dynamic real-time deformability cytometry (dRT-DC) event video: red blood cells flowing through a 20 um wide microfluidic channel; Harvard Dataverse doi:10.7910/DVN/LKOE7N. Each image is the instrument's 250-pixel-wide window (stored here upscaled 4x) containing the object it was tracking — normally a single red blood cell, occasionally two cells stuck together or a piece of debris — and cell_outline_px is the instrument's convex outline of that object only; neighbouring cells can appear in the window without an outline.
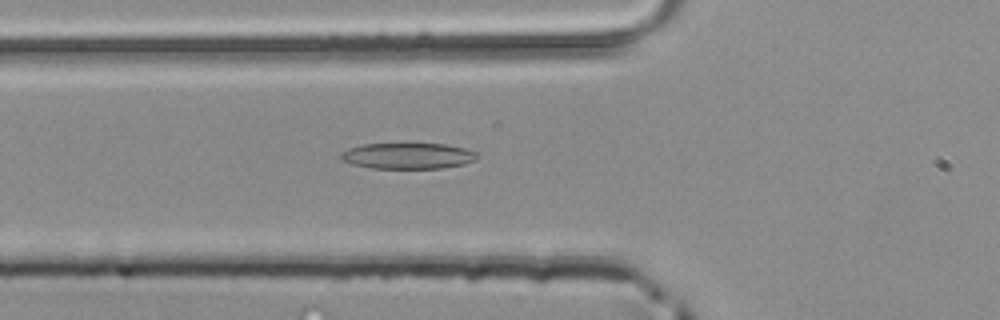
{"species": "common noctule bat (a hibernating species)", "species_latin": "Nyctalus noctula", "temperature_condition": "room temperature", "stored_images_in_passage": 38, "camera_frame_rate_fps": 3000, "um_per_image_px": 0.085, "animal": {"sex": "male", "body_mass_g": 20.4}, "frame": {"image": 1, "passage_image": 7, "time_ms": 2.0, "image_size_px": [1000, 320], "cell_outline_px": [[476, 160], [464, 164], [444, 168], [372, 168], [352, 164], [340, 160], [340, 152], [348, 148], [360, 144], [444, 144], [464, 148], [476, 152]], "centroid_in_image_um": [34.62, 13.25], "position_along_channel_um": 91.2, "area_um2": 20.63}}
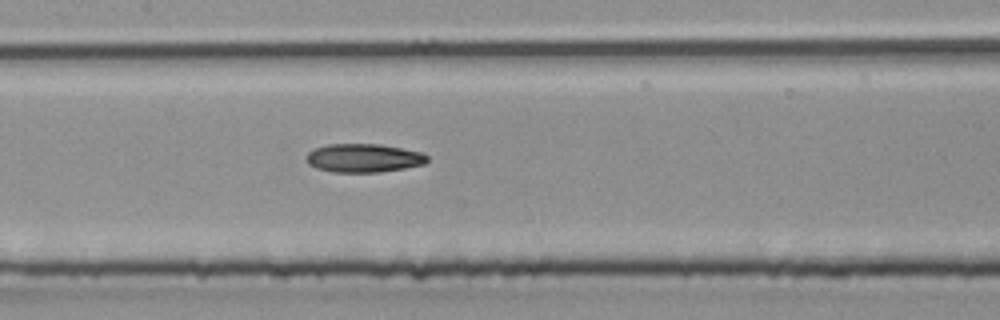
{"frame": {"image": 2, "passage_image": 13, "time_ms": 4.0, "image_size_px": [1000, 320], "cell_outline_px": [[428, 160], [424, 164], [404, 168], [380, 172], [332, 172], [316, 168], [308, 164], [308, 152], [312, 148], [328, 144], [380, 144], [420, 152], [428, 156]], "centroid_in_image_um": [30.89, 13.43], "position_along_channel_um": 176.5, "area_um2": 20.06}}
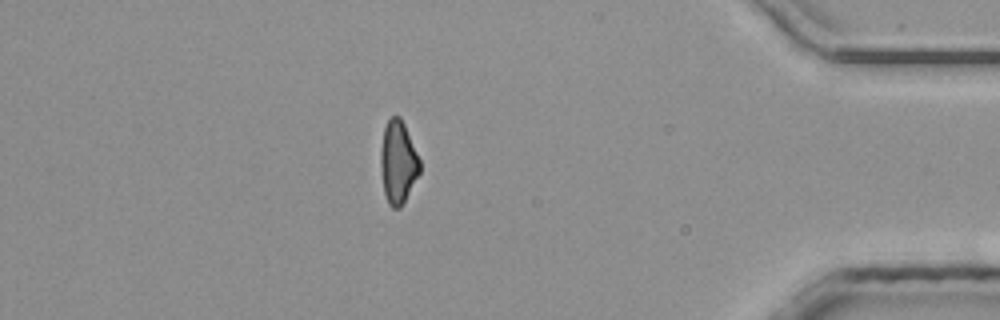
{"frame": {"image": 3, "passage_image": 32, "time_ms": 10.333, "image_size_px": [1000, 320], "cell_outline_px": [[420, 172], [400, 208], [392, 208], [388, 204], [384, 192], [380, 168], [380, 152], [384, 128], [388, 120], [392, 116], [400, 116], [404, 124], [420, 160]], "centroid_in_image_um": [33.82, 13.79], "position_along_channel_um": 401.4, "area_um2": 18.73}}